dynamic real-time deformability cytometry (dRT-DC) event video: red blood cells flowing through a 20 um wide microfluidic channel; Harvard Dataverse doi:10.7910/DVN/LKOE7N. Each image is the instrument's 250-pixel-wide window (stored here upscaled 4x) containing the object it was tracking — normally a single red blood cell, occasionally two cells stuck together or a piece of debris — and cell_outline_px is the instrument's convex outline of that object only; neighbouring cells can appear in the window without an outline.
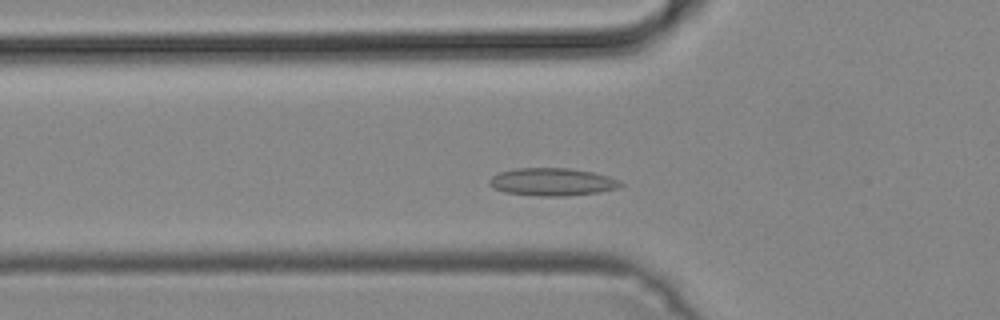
{"species": "common noctule bat (a hibernating species)", "species_latin": "Nyctalus noctula", "temperature_condition": "cold", "stored_images_in_passage": 41, "camera_frame_rate_fps": 3000, "um_per_image_px": 0.085, "animal": {"sex": "male", "body_mass_g": 19.2, "forearm_length_mm": 51.8}, "frame": {"image": 1, "passage_image": 8, "time_ms": 2.333, "image_size_px": [1000, 320], "cell_outline_px": [[624, 184], [616, 188], [600, 192], [564, 196], [540, 196], [504, 192], [492, 188], [488, 184], [488, 180], [492, 176], [500, 172], [516, 168], [568, 168], [592, 172], [608, 176], [620, 180]], "centroid_in_image_um": [46.91, 15.46], "position_along_channel_um": 78.9, "area_um2": 21.21}}
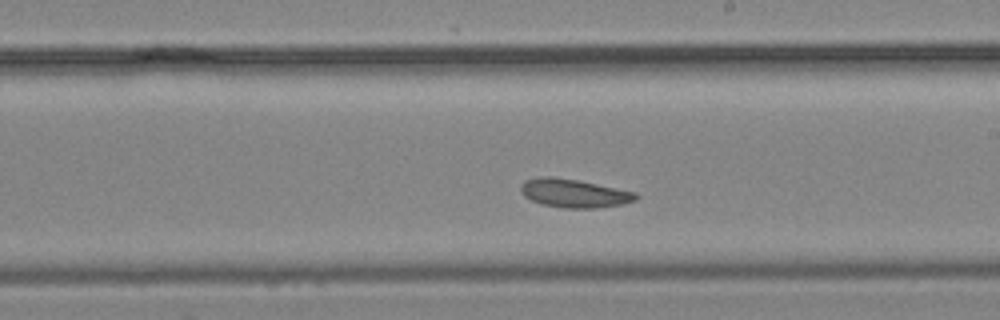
{"frame": {"image": 2, "passage_image": 20, "time_ms": 6.333, "image_size_px": [1000, 320], "cell_outline_px": [[640, 196], [636, 200], [624, 204], [596, 208], [564, 208], [540, 204], [524, 196], [520, 192], [520, 184], [524, 180], [540, 176], [552, 176], [576, 180], [636, 192]], "centroid_in_image_um": [48.77, 16.43], "position_along_channel_um": 240.2, "area_um2": 19.25}}
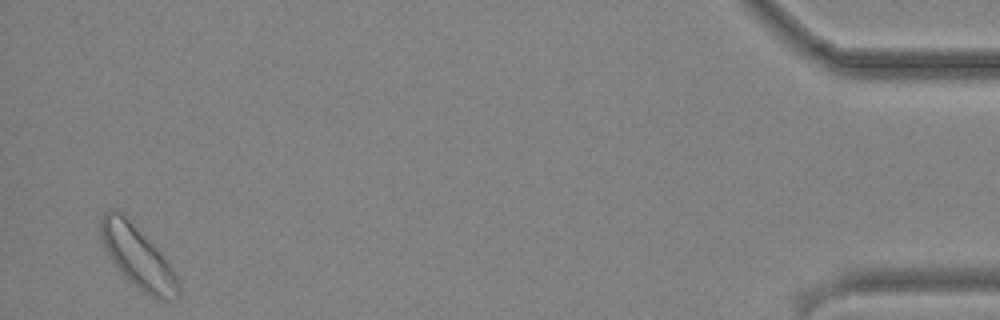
{"frame": {"image": 3, "passage_image": 40, "time_ms": 13.0, "image_size_px": [1000, 320], "cell_outline_px": [[180, 296], [176, 300], [164, 300], [152, 296], [144, 292], [128, 280], [116, 268], [104, 248], [100, 236], [100, 216], [104, 212], [112, 208], [124, 212], [160, 252], [172, 268], [180, 280]], "centroid_in_image_um": [11.69, 21.81], "position_along_channel_um": 423.5, "area_um2": 28.38}}